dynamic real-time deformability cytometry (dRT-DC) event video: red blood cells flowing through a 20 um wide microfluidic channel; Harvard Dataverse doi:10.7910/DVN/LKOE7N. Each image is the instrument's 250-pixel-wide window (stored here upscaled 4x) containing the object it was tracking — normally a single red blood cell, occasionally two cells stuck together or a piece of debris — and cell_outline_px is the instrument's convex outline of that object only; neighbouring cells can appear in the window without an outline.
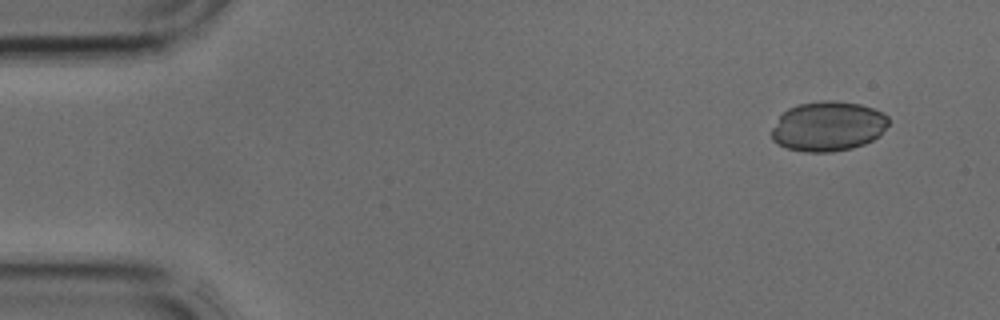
{"species": "common noctule bat (a hibernating species)", "species_latin": "Nyctalus noctula", "temperature_condition": "cold", "stored_images_in_passage": 3, "camera_frame_rate_fps": 3000, "um_per_image_px": 0.085, "animal": {"sex": "male", "body_mass_g": 17.9, "forearm_length_mm": 54.2}, "frame": {"image": 1, "passage_image": 1, "time_ms": 0.0, "image_size_px": [1000, 320], "cell_outline_px": [[888, 124], [880, 136], [864, 144], [852, 148], [832, 152], [804, 152], [788, 148], [772, 140], [772, 128], [780, 116], [788, 108], [800, 104], [820, 100], [832, 100], [860, 104], [884, 112], [888, 116]], "centroid_in_image_um": [70.41, 10.73], "position_along_channel_um": 14.6, "area_um2": 33.99}}